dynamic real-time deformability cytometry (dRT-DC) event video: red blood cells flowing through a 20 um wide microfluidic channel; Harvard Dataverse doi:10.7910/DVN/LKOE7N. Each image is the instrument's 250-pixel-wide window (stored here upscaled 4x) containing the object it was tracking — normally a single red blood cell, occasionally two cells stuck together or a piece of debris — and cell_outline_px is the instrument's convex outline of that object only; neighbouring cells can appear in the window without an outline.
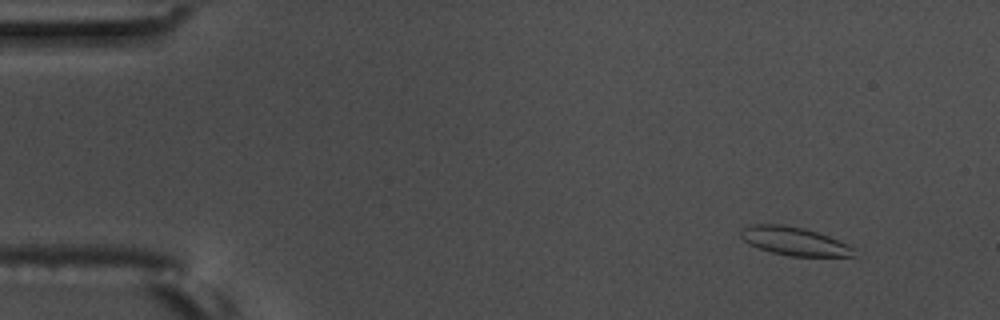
{"species": "common noctule bat (a hibernating species)", "species_latin": "Nyctalus noctula", "temperature_condition": "warm", "stored_images_in_passage": 59, "camera_frame_rate_fps": 3000, "um_per_image_px": 0.085, "animal": {"sex": "male", "body_mass_g": 17.5, "forearm_length_mm": 52.3}, "frame": {"image": 1, "passage_image": 6, "time_ms": 1.667, "image_size_px": [1000, 320], "cell_outline_px": [[856, 256], [788, 256], [772, 252], [748, 244], [740, 236], [740, 228], [752, 224], [780, 224], [804, 228], [828, 236], [848, 244], [856, 248]], "centroid_in_image_um": [67.51, 20.5], "position_along_channel_um": 17.5, "area_um2": 18.79}}
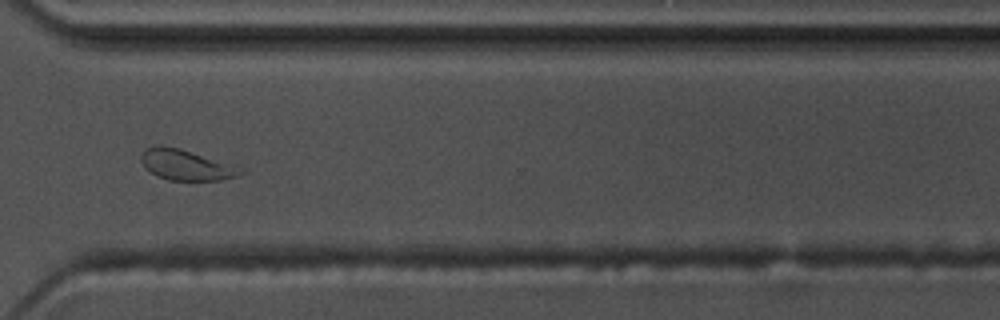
{"frame": {"image": 2, "passage_image": 44, "time_ms": 14.333, "image_size_px": [1000, 320], "cell_outline_px": [[248, 172], [236, 176], [220, 180], [168, 180], [156, 176], [144, 168], [140, 160], [140, 156], [148, 148], [160, 144], [164, 144], [180, 148], [244, 168]], "centroid_in_image_um": [15.81, 14.02], "position_along_channel_um": 354.8, "area_um2": 17.92}}
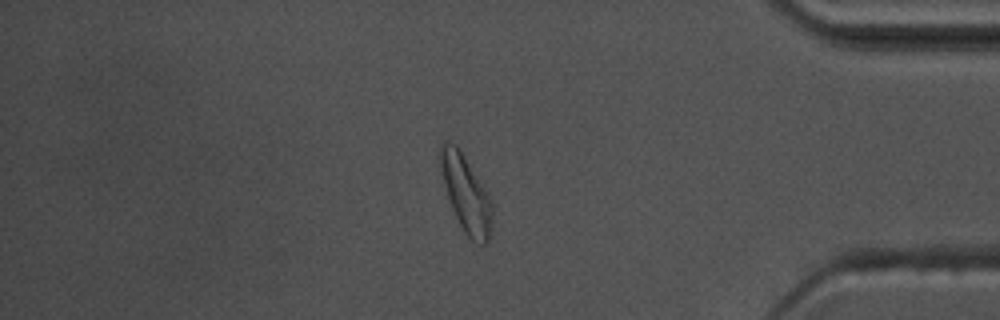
{"frame": {"image": 3, "passage_image": 50, "time_ms": 16.333, "image_size_px": [1000, 320], "cell_outline_px": [[492, 236], [484, 244], [480, 244], [472, 240], [464, 232], [452, 208], [448, 196], [440, 164], [440, 144], [444, 140], [448, 140], [456, 144], [460, 148], [488, 192], [492, 200]], "centroid_in_image_um": [39.65, 16.45], "position_along_channel_um": 395.6, "area_um2": 23.24}, "authors_computed_cell_mechanics": {"area_um2": 18.5538, "velocity_mm_per_s": 3.5322, "shape_relaxation_time_tau1_ms": 6.5071, "shape_relaxation_time_tau2_ms": 1.8498, "deformation_change_tau1": 0.1698, "deformation_change_tau2": 0.0925}}